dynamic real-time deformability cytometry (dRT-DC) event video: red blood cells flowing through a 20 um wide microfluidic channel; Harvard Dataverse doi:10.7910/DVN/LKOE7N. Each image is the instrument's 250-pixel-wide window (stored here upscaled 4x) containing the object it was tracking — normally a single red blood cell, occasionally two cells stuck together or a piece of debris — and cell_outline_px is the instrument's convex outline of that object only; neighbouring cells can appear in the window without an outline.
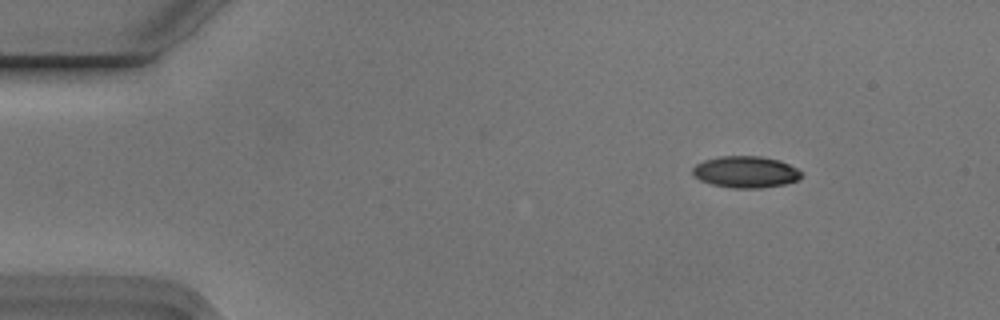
{"species": "Egyptian fruit bat (a non-hibernating species)", "species_latin": "Rousettus aegyptiacus", "temperature_condition": "cold", "stored_images_in_passage": 5, "camera_frame_rate_fps": 3000, "um_per_image_px": 0.085, "animal": {"sex": "male"}, "frame": {"image": 1, "passage_image": 1, "time_ms": 0.0, "image_size_px": [1000, 320], "cell_outline_px": [[804, 172], [800, 180], [784, 184], [760, 188], [732, 188], [712, 184], [700, 180], [692, 172], [692, 168], [696, 164], [704, 160], [720, 156], [760, 156], [780, 160]], "centroid_in_image_um": [63.42, 14.61], "position_along_channel_um": 21.6, "area_um2": 20.11}}
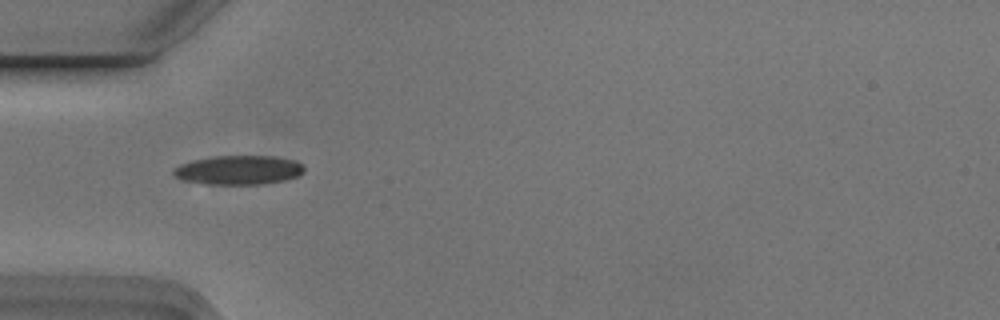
{"frame": {"image": 2, "passage_image": 4, "time_ms": 1.0, "image_size_px": [1000, 320], "cell_outline_px": [[304, 172], [296, 176], [284, 180], [264, 184], [204, 184], [184, 180], [176, 176], [172, 172], [172, 168], [180, 164], [196, 160], [216, 156], [276, 156], [296, 160], [304, 164]], "centroid_in_image_um": [20.32, 14.45], "position_along_channel_um": 64.7, "area_um2": 22.2}}